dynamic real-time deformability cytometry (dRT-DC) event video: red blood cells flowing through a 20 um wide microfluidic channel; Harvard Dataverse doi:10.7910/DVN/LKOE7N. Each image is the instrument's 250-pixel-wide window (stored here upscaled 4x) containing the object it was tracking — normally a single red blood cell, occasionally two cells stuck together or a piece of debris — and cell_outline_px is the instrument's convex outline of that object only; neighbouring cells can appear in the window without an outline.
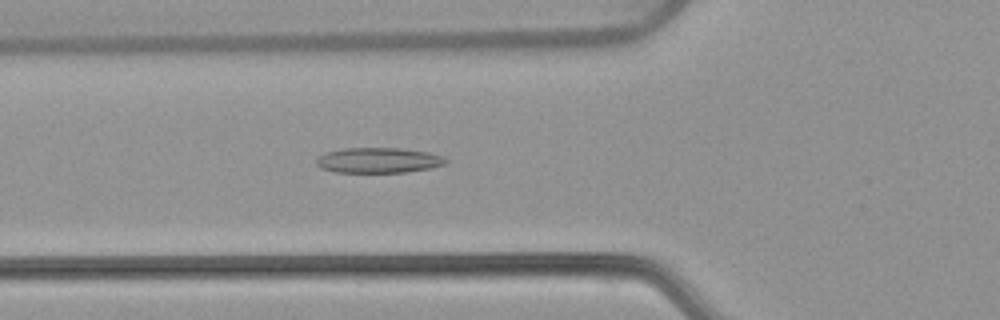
{"species": "common noctule bat (a hibernating species)", "species_latin": "Nyctalus noctula", "temperature_condition": "warm", "stored_images_in_passage": 38, "camera_frame_rate_fps": 3000, "um_per_image_px": 0.085, "animal": {"sex": "female", "body_mass_g": 22.7, "forearm_length_mm": 54.2}, "frame": {"image": 1, "passage_image": 4, "time_ms": 1.0, "image_size_px": [1000, 320], "cell_outline_px": [[448, 160], [444, 164], [428, 168], [404, 172], [336, 172], [320, 168], [316, 164], [316, 160], [320, 156], [328, 152], [344, 148], [400, 148], [428, 152], [444, 156]], "centroid_in_image_um": [32.17, 13.62], "position_along_channel_um": 93.6, "area_um2": 18.9}}
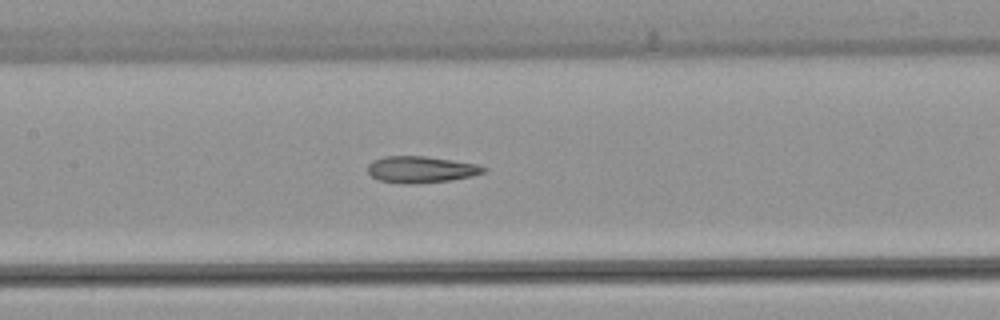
{"frame": {"image": 2, "passage_image": 10, "time_ms": 3.0, "image_size_px": [1000, 320], "cell_outline_px": [[488, 168], [484, 172], [472, 176], [452, 180], [412, 184], [404, 184], [380, 180], [372, 176], [368, 172], [368, 164], [372, 160], [384, 156], [424, 156], [476, 164]], "centroid_in_image_um": [35.77, 14.41], "position_along_channel_um": 171.6, "area_um2": 17.86}}
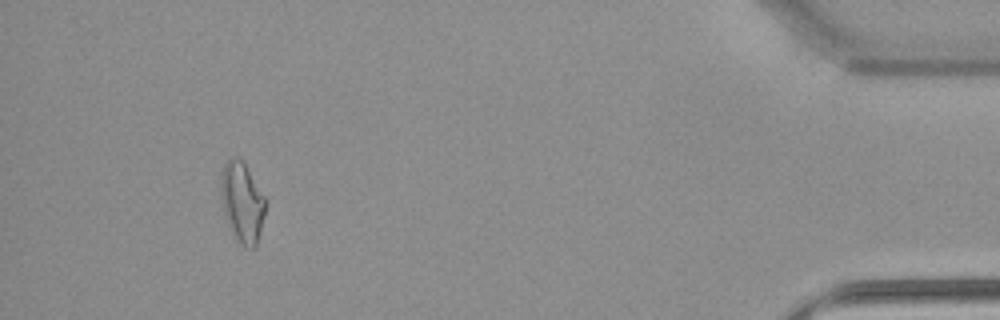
{"frame": {"image": 3, "passage_image": 34, "time_ms": 11.0, "image_size_px": [1000, 320], "cell_outline_px": [[268, 200], [256, 248], [248, 248], [236, 240], [228, 224], [224, 212], [220, 192], [220, 184], [224, 164], [232, 156], [244, 160]], "centroid_in_image_um": [20.62, 17.16], "position_along_channel_um": 414.6, "area_um2": 21.27}, "authors_computed_cell_mechanics": {"area_um2": 17.9758, "velocity_mm_per_s": 3.8661, "shape_relaxation_time_tau1_ms": null, "shape_relaxation_time_tau2_ms": 3.2217, "deformation_change_tau1": null, "deformation_change_tau2": 0.1341}}